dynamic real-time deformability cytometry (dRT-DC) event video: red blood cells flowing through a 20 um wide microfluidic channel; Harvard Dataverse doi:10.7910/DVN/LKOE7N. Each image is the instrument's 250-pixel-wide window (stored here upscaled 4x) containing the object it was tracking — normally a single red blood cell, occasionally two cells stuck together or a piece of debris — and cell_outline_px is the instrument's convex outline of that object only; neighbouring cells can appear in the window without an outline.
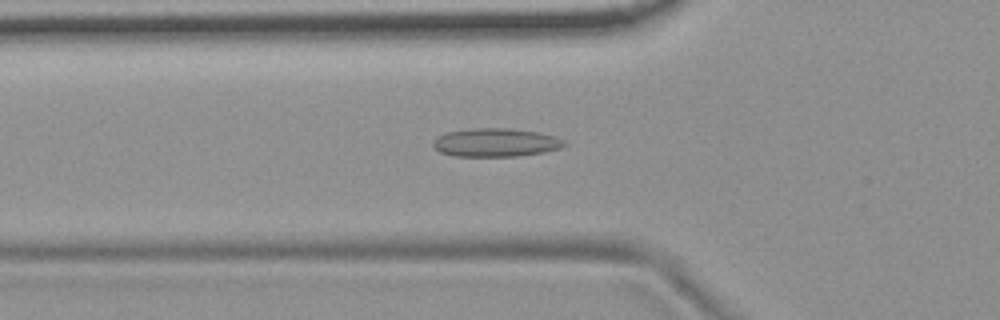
{"species": "common noctule bat (a hibernating species)", "species_latin": "Nyctalus noctula", "temperature_condition": "room temperature", "stored_images_in_passage": 53, "camera_frame_rate_fps": 3000, "um_per_image_px": 0.085, "animal": {"sex": "female", "body_mass_g": 19.9}, "frame": {"image": 1, "passage_image": 18, "time_ms": 5.667, "image_size_px": [1000, 320], "cell_outline_px": [[568, 144], [560, 148], [544, 152], [516, 156], [452, 156], [440, 152], [432, 148], [432, 140], [436, 136], [444, 132], [468, 128], [512, 128], [540, 132], [556, 136], [564, 140]], "centroid_in_image_um": [42.09, 12.1], "position_along_channel_um": 83.7, "area_um2": 22.25}}
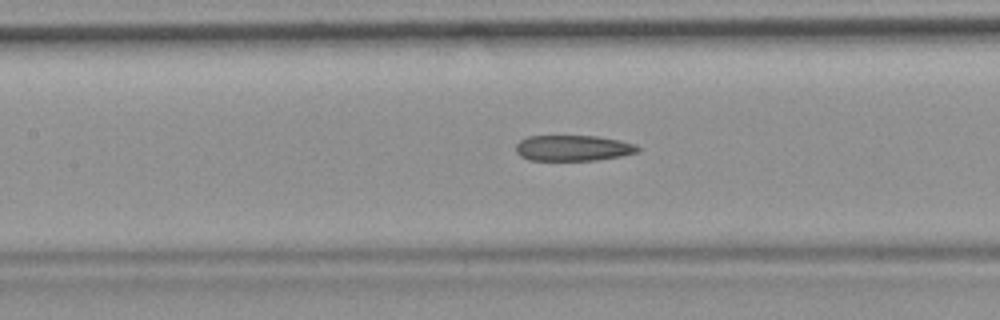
{"frame": {"image": 2, "passage_image": 24, "time_ms": 7.667, "image_size_px": [1000, 320], "cell_outline_px": [[640, 152], [620, 156], [596, 160], [528, 160], [520, 156], [516, 152], [516, 144], [520, 140], [528, 136], [596, 136], [620, 140], [636, 144], [640, 148]], "centroid_in_image_um": [48.72, 12.58], "position_along_channel_um": 158.7, "area_um2": 18.38}}
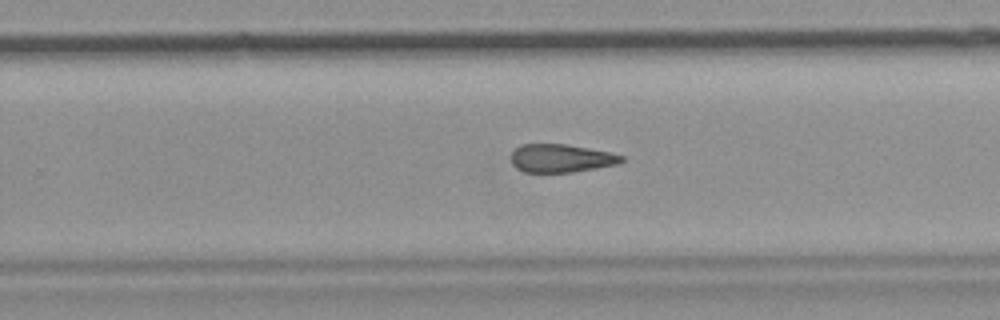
{"frame": {"image": 3, "passage_image": 34, "time_ms": 11.0, "image_size_px": [1000, 320], "cell_outline_px": [[624, 160], [616, 164], [596, 168], [572, 172], [524, 172], [516, 168], [512, 164], [512, 152], [520, 144], [564, 144], [588, 148], [608, 152], [624, 156]], "centroid_in_image_um": [47.66, 13.45], "position_along_channel_um": 282.1, "area_um2": 17.98}, "authors_computed_cell_mechanics": {"area_um2": 19.5942, "velocity_mm_per_s": 3.7179, "shape_relaxation_time_tau1_ms": null, "shape_relaxation_time_tau2_ms": 3.7861, "deformation_change_tau1": null, "deformation_change_tau2": 0.1312}}